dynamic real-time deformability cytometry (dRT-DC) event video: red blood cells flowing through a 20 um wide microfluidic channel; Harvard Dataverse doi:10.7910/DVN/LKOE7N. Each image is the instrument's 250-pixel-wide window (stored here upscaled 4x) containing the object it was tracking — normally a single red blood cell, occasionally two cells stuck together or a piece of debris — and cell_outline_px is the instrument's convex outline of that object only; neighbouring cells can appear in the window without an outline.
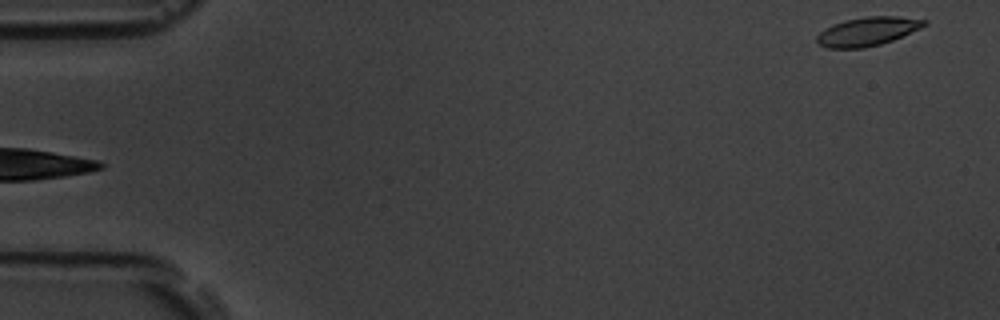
{"species": "common noctule bat (a hibernating species)", "species_latin": "Nyctalus noctula", "temperature_condition": "room temperature", "stored_images_in_passage": 53, "camera_frame_rate_fps": 3000, "um_per_image_px": 0.085, "animal": {"sex": "male", "body_mass_g": 19.5, "forearm_length_mm": 54.6}, "frame": {"image": 1, "passage_image": 1, "time_ms": 0.0, "image_size_px": [1000, 320], "cell_outline_px": [[928, 24], [920, 28], [892, 40], [880, 44], [864, 48], [828, 48], [816, 44], [816, 36], [824, 28], [832, 24], [844, 20], [868, 16], [896, 16], [928, 20]], "centroid_in_image_um": [73.7, 2.67], "position_along_channel_um": 11.3, "area_um2": 18.03}}
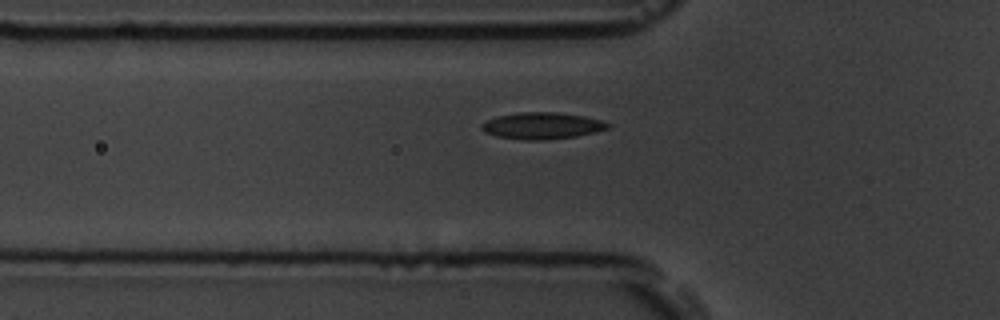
{"frame": {"image": 2, "passage_image": 17, "time_ms": 5.333, "image_size_px": [1000, 320], "cell_outline_px": [[608, 128], [596, 132], [576, 136], [544, 140], [524, 140], [496, 136], [484, 132], [480, 128], [480, 124], [496, 116], [520, 112], [556, 112], [584, 116], [600, 120], [608, 124]], "centroid_in_image_um": [46.02, 10.69], "position_along_channel_um": 79.8, "area_um2": 19.54}}
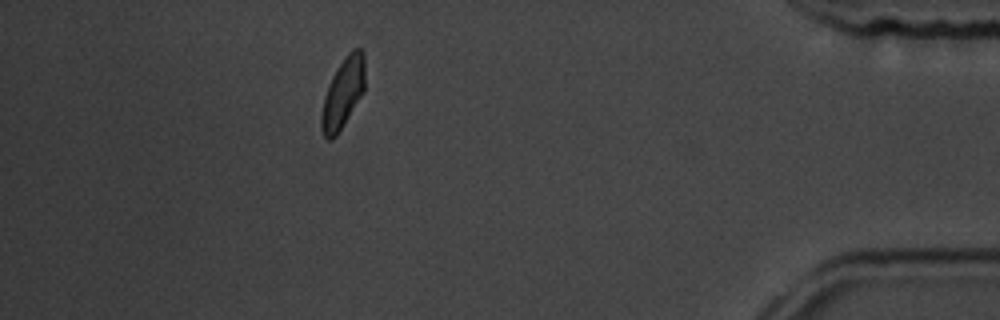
{"frame": {"image": 3, "passage_image": 47, "time_ms": 15.333, "image_size_px": [1000, 320], "cell_outline_px": [[364, 92], [336, 136], [332, 140], [328, 140], [324, 136], [320, 128], [320, 116], [324, 96], [328, 84], [332, 76], [344, 56], [352, 48], [360, 48], [364, 52]], "centroid_in_image_um": [29.13, 7.91], "position_along_channel_um": 406.1, "area_um2": 17.98}, "authors_computed_cell_mechanics": {"area_um2": 18.207, "velocity_mm_per_s": 3.7549, "shape_relaxation_time_tau1_ms": 7.0865, "shape_relaxation_time_tau2_ms": 2.5581, "deformation_change_tau1": 0.1256, "deformation_change_tau2": 0.0766}}